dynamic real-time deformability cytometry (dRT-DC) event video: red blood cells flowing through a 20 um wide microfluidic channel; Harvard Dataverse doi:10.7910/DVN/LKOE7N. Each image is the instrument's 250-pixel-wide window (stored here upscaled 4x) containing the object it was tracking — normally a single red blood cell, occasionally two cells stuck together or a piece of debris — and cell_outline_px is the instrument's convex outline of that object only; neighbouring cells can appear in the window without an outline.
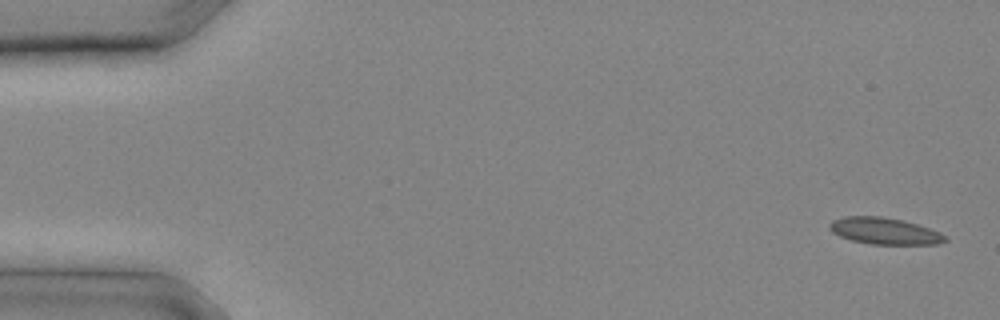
{"species": "common noctule bat (a hibernating species)", "species_latin": "Nyctalus noctula", "temperature_condition": "cold", "stored_images_in_passage": 11, "camera_frame_rate_fps": 3000, "um_per_image_px": 0.085, "animal": {"sex": "male", "body_mass_g": 20.4}, "frame": {"image": 1, "passage_image": 1, "time_ms": 0.0, "image_size_px": [1000, 320], "cell_outline_px": [[948, 240], [936, 244], [872, 244], [852, 240], [840, 236], [832, 232], [828, 228], [828, 224], [832, 220], [844, 216], [880, 216], [900, 220], [916, 224], [940, 232]], "centroid_in_image_um": [75.13, 19.63], "position_along_channel_um": 9.9, "area_um2": 17.74}}
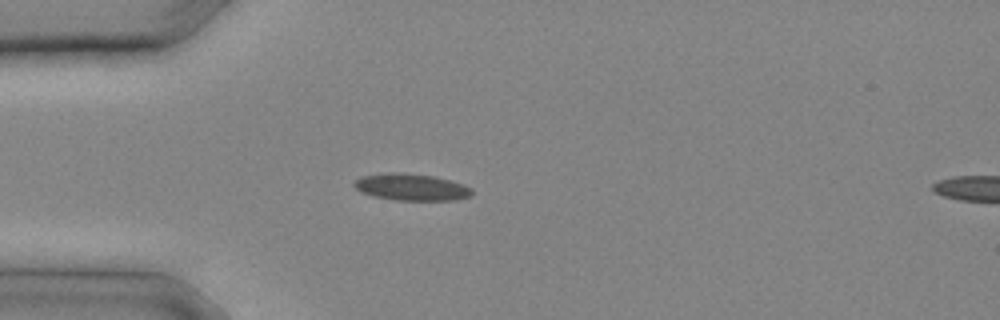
{"frame": {"image": 2, "passage_image": 7, "time_ms": 2.0, "image_size_px": [1000, 320], "cell_outline_px": [[472, 196], [456, 200], [396, 200], [372, 196], [360, 192], [352, 184], [360, 176], [388, 172], [396, 172], [432, 176], [464, 184], [472, 188]], "centroid_in_image_um": [34.95, 15.91], "position_along_channel_um": 50.1, "area_um2": 18.44}}
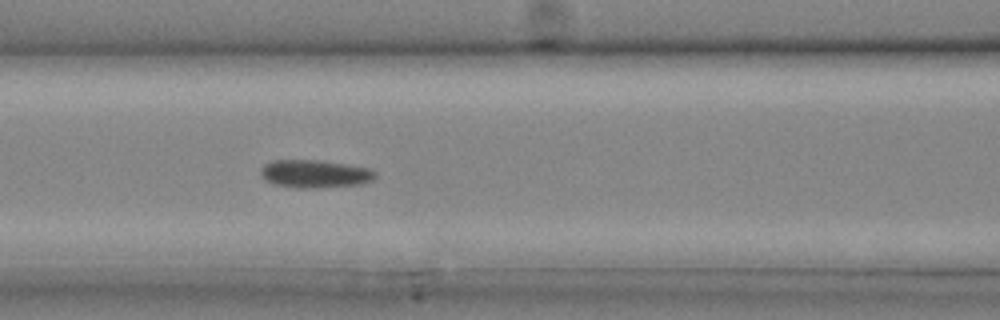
{"frame": {"image": 3, "passage_image": 11, "time_ms": 3.333, "image_size_px": [1000, 320], "cell_outline_px": [[376, 176], [372, 180], [364, 184], [316, 188], [296, 188], [272, 184], [264, 180], [260, 176], [260, 168], [264, 164], [272, 160], [320, 160], [368, 168], [376, 172]], "centroid_in_image_um": [26.71, 14.78], "position_along_channel_um": 139.9, "area_um2": 18.9}}